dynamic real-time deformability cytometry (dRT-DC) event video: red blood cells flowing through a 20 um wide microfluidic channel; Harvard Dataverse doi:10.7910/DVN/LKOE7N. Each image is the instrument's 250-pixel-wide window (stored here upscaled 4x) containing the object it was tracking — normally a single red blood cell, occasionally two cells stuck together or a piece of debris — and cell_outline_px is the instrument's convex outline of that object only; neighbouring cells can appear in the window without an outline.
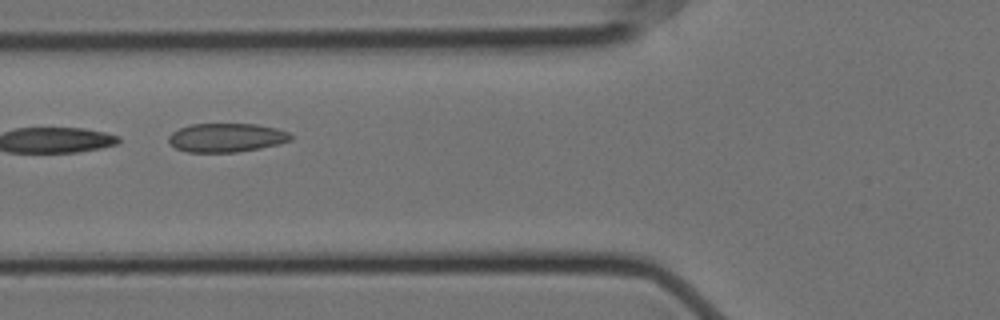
{"species": "Egyptian fruit bat (a non-hibernating species)", "species_latin": "Rousettus aegyptiacus", "temperature_condition": "cold", "stored_images_in_passage": 6, "camera_frame_rate_fps": 3000, "um_per_image_px": 0.085, "animal": {"sex": "female"}, "frame": {"image": 1, "passage_image": 2, "time_ms": 0.333, "image_size_px": [1000, 320], "cell_outline_px": [[292, 140], [280, 144], [260, 148], [236, 152], [188, 152], [176, 148], [168, 140], [168, 136], [172, 132], [180, 128], [192, 124], [256, 124], [276, 128], [288, 132], [292, 136]], "centroid_in_image_um": [19.27, 11.7], "position_along_channel_um": 106.5, "area_um2": 20.46}}
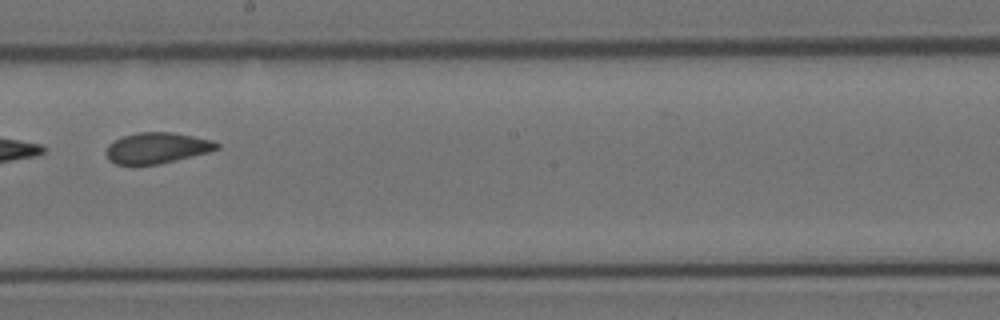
{"frame": {"image": 2, "passage_image": 5, "time_ms": 1.333, "image_size_px": [1000, 320], "cell_outline_px": [[220, 148], [208, 152], [160, 164], [116, 164], [108, 160], [104, 152], [108, 144], [124, 136], [136, 132], [172, 132], [212, 140], [220, 144]], "centroid_in_image_um": [13.32, 12.57], "position_along_channel_um": 234.9, "area_um2": 19.88}}
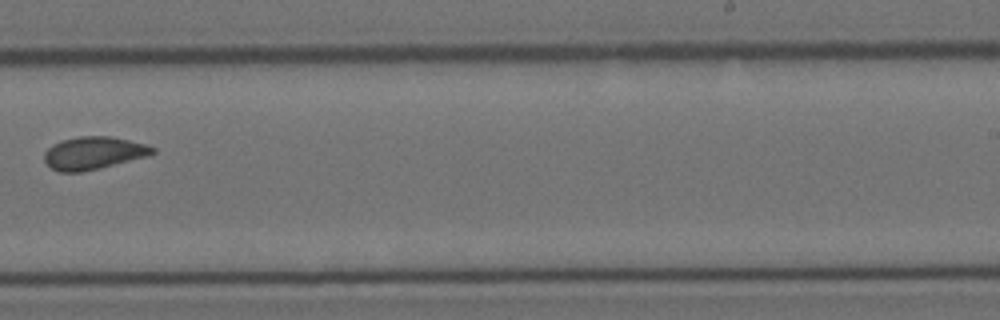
{"frame": {"image": 3, "passage_image": 6, "time_ms": 1.667, "image_size_px": [1000, 320], "cell_outline_px": [[156, 152], [148, 156], [100, 168], [80, 172], [60, 172], [52, 168], [44, 160], [44, 152], [52, 144], [60, 140], [80, 136], [108, 136], [148, 144], [156, 148]], "centroid_in_image_um": [7.96, 13.0], "position_along_channel_um": 281.0, "area_um2": 20.69}}